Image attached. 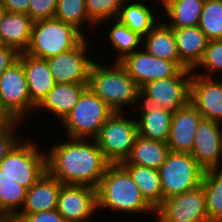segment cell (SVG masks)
Segmentation results:
<instances>
[{
  "instance_id": "42",
  "label": "cell",
  "mask_w": 222,
  "mask_h": 222,
  "mask_svg": "<svg viewBox=\"0 0 222 222\" xmlns=\"http://www.w3.org/2000/svg\"><path fill=\"white\" fill-rule=\"evenodd\" d=\"M6 12L3 4L1 3V0H0V21L2 20V17L4 15V13Z\"/></svg>"
},
{
  "instance_id": "38",
  "label": "cell",
  "mask_w": 222,
  "mask_h": 222,
  "mask_svg": "<svg viewBox=\"0 0 222 222\" xmlns=\"http://www.w3.org/2000/svg\"><path fill=\"white\" fill-rule=\"evenodd\" d=\"M12 222H67L57 210L17 215Z\"/></svg>"
},
{
  "instance_id": "29",
  "label": "cell",
  "mask_w": 222,
  "mask_h": 222,
  "mask_svg": "<svg viewBox=\"0 0 222 222\" xmlns=\"http://www.w3.org/2000/svg\"><path fill=\"white\" fill-rule=\"evenodd\" d=\"M121 165L129 172L143 198L156 210L163 202L159 171L134 164Z\"/></svg>"
},
{
  "instance_id": "3",
  "label": "cell",
  "mask_w": 222,
  "mask_h": 222,
  "mask_svg": "<svg viewBox=\"0 0 222 222\" xmlns=\"http://www.w3.org/2000/svg\"><path fill=\"white\" fill-rule=\"evenodd\" d=\"M103 61L97 60L93 63L88 87L113 112H127L129 109H131L128 111L129 113L134 112L140 103L141 88L119 62L106 64L104 59Z\"/></svg>"
},
{
  "instance_id": "9",
  "label": "cell",
  "mask_w": 222,
  "mask_h": 222,
  "mask_svg": "<svg viewBox=\"0 0 222 222\" xmlns=\"http://www.w3.org/2000/svg\"><path fill=\"white\" fill-rule=\"evenodd\" d=\"M0 105L13 120L24 124H27V120L30 122L36 112V106L29 96L23 64L19 59L0 75Z\"/></svg>"
},
{
  "instance_id": "8",
  "label": "cell",
  "mask_w": 222,
  "mask_h": 222,
  "mask_svg": "<svg viewBox=\"0 0 222 222\" xmlns=\"http://www.w3.org/2000/svg\"><path fill=\"white\" fill-rule=\"evenodd\" d=\"M163 200L195 189L202 183L205 170L190 153L169 151L158 169Z\"/></svg>"
},
{
  "instance_id": "41",
  "label": "cell",
  "mask_w": 222,
  "mask_h": 222,
  "mask_svg": "<svg viewBox=\"0 0 222 222\" xmlns=\"http://www.w3.org/2000/svg\"><path fill=\"white\" fill-rule=\"evenodd\" d=\"M12 121L13 119L7 114V112L0 105V127L8 125Z\"/></svg>"
},
{
  "instance_id": "37",
  "label": "cell",
  "mask_w": 222,
  "mask_h": 222,
  "mask_svg": "<svg viewBox=\"0 0 222 222\" xmlns=\"http://www.w3.org/2000/svg\"><path fill=\"white\" fill-rule=\"evenodd\" d=\"M58 0H30L28 16L33 22L54 18Z\"/></svg>"
},
{
  "instance_id": "26",
  "label": "cell",
  "mask_w": 222,
  "mask_h": 222,
  "mask_svg": "<svg viewBox=\"0 0 222 222\" xmlns=\"http://www.w3.org/2000/svg\"><path fill=\"white\" fill-rule=\"evenodd\" d=\"M142 47L151 55L160 59L173 61L181 69H188L179 58L176 39L172 28L163 20L143 37Z\"/></svg>"
},
{
  "instance_id": "33",
  "label": "cell",
  "mask_w": 222,
  "mask_h": 222,
  "mask_svg": "<svg viewBox=\"0 0 222 222\" xmlns=\"http://www.w3.org/2000/svg\"><path fill=\"white\" fill-rule=\"evenodd\" d=\"M198 26L209 41L222 40V0H205Z\"/></svg>"
},
{
  "instance_id": "16",
  "label": "cell",
  "mask_w": 222,
  "mask_h": 222,
  "mask_svg": "<svg viewBox=\"0 0 222 222\" xmlns=\"http://www.w3.org/2000/svg\"><path fill=\"white\" fill-rule=\"evenodd\" d=\"M206 77L193 72L190 82V103L203 118L222 124V75Z\"/></svg>"
},
{
  "instance_id": "39",
  "label": "cell",
  "mask_w": 222,
  "mask_h": 222,
  "mask_svg": "<svg viewBox=\"0 0 222 222\" xmlns=\"http://www.w3.org/2000/svg\"><path fill=\"white\" fill-rule=\"evenodd\" d=\"M19 53L7 45L0 44V75L18 59Z\"/></svg>"
},
{
  "instance_id": "19",
  "label": "cell",
  "mask_w": 222,
  "mask_h": 222,
  "mask_svg": "<svg viewBox=\"0 0 222 222\" xmlns=\"http://www.w3.org/2000/svg\"><path fill=\"white\" fill-rule=\"evenodd\" d=\"M18 59L23 64L31 102L37 107L56 82L46 59L33 57L25 52L19 53Z\"/></svg>"
},
{
  "instance_id": "5",
  "label": "cell",
  "mask_w": 222,
  "mask_h": 222,
  "mask_svg": "<svg viewBox=\"0 0 222 222\" xmlns=\"http://www.w3.org/2000/svg\"><path fill=\"white\" fill-rule=\"evenodd\" d=\"M86 36L75 26L51 18L33 22L31 41L25 53L48 59L75 48Z\"/></svg>"
},
{
  "instance_id": "15",
  "label": "cell",
  "mask_w": 222,
  "mask_h": 222,
  "mask_svg": "<svg viewBox=\"0 0 222 222\" xmlns=\"http://www.w3.org/2000/svg\"><path fill=\"white\" fill-rule=\"evenodd\" d=\"M190 154L204 170L222 167V124L203 118Z\"/></svg>"
},
{
  "instance_id": "22",
  "label": "cell",
  "mask_w": 222,
  "mask_h": 222,
  "mask_svg": "<svg viewBox=\"0 0 222 222\" xmlns=\"http://www.w3.org/2000/svg\"><path fill=\"white\" fill-rule=\"evenodd\" d=\"M204 2L205 0H157L152 4L154 7L161 5L157 10L162 11L160 16L167 26L186 28L198 26Z\"/></svg>"
},
{
  "instance_id": "21",
  "label": "cell",
  "mask_w": 222,
  "mask_h": 222,
  "mask_svg": "<svg viewBox=\"0 0 222 222\" xmlns=\"http://www.w3.org/2000/svg\"><path fill=\"white\" fill-rule=\"evenodd\" d=\"M135 113L140 136L163 142L168 141L173 112L155 105L138 104Z\"/></svg>"
},
{
  "instance_id": "17",
  "label": "cell",
  "mask_w": 222,
  "mask_h": 222,
  "mask_svg": "<svg viewBox=\"0 0 222 222\" xmlns=\"http://www.w3.org/2000/svg\"><path fill=\"white\" fill-rule=\"evenodd\" d=\"M201 113L189 102L173 112L167 145L170 151L191 153L195 131L202 121Z\"/></svg>"
},
{
  "instance_id": "14",
  "label": "cell",
  "mask_w": 222,
  "mask_h": 222,
  "mask_svg": "<svg viewBox=\"0 0 222 222\" xmlns=\"http://www.w3.org/2000/svg\"><path fill=\"white\" fill-rule=\"evenodd\" d=\"M119 63L140 88L149 82L176 76L182 70L175 62L155 57L143 47L128 54Z\"/></svg>"
},
{
  "instance_id": "6",
  "label": "cell",
  "mask_w": 222,
  "mask_h": 222,
  "mask_svg": "<svg viewBox=\"0 0 222 222\" xmlns=\"http://www.w3.org/2000/svg\"><path fill=\"white\" fill-rule=\"evenodd\" d=\"M113 113L109 106L88 87L71 112L59 124L66 132L65 138L94 139Z\"/></svg>"
},
{
  "instance_id": "10",
  "label": "cell",
  "mask_w": 222,
  "mask_h": 222,
  "mask_svg": "<svg viewBox=\"0 0 222 222\" xmlns=\"http://www.w3.org/2000/svg\"><path fill=\"white\" fill-rule=\"evenodd\" d=\"M193 70L182 69L176 76L149 82L140 89V103L176 112L190 102Z\"/></svg>"
},
{
  "instance_id": "34",
  "label": "cell",
  "mask_w": 222,
  "mask_h": 222,
  "mask_svg": "<svg viewBox=\"0 0 222 222\" xmlns=\"http://www.w3.org/2000/svg\"><path fill=\"white\" fill-rule=\"evenodd\" d=\"M193 72L206 77H216L218 72L221 74L222 40L208 41L204 56Z\"/></svg>"
},
{
  "instance_id": "28",
  "label": "cell",
  "mask_w": 222,
  "mask_h": 222,
  "mask_svg": "<svg viewBox=\"0 0 222 222\" xmlns=\"http://www.w3.org/2000/svg\"><path fill=\"white\" fill-rule=\"evenodd\" d=\"M108 22V24H107ZM107 25V41L115 52L116 58L113 62H120L125 56L142 48L143 37L126 25L122 24L118 19L106 20L101 22L97 28ZM103 25V26H102ZM109 25V26H108ZM108 28L110 30H108Z\"/></svg>"
},
{
  "instance_id": "30",
  "label": "cell",
  "mask_w": 222,
  "mask_h": 222,
  "mask_svg": "<svg viewBox=\"0 0 222 222\" xmlns=\"http://www.w3.org/2000/svg\"><path fill=\"white\" fill-rule=\"evenodd\" d=\"M54 17L60 21H63L64 23L75 26L86 37L93 40L95 39L92 37V34L94 32L95 34L97 33V25L89 18L87 14L85 0H58ZM84 30L88 33L85 34Z\"/></svg>"
},
{
  "instance_id": "32",
  "label": "cell",
  "mask_w": 222,
  "mask_h": 222,
  "mask_svg": "<svg viewBox=\"0 0 222 222\" xmlns=\"http://www.w3.org/2000/svg\"><path fill=\"white\" fill-rule=\"evenodd\" d=\"M210 222H222V167L205 170L202 179Z\"/></svg>"
},
{
  "instance_id": "18",
  "label": "cell",
  "mask_w": 222,
  "mask_h": 222,
  "mask_svg": "<svg viewBox=\"0 0 222 222\" xmlns=\"http://www.w3.org/2000/svg\"><path fill=\"white\" fill-rule=\"evenodd\" d=\"M87 88L88 84L56 83L47 96L36 107L34 115L38 114L36 117H39L40 112H46L44 115L47 117L48 115H53L52 119L56 118L59 124L65 116L71 112L81 94Z\"/></svg>"
},
{
  "instance_id": "12",
  "label": "cell",
  "mask_w": 222,
  "mask_h": 222,
  "mask_svg": "<svg viewBox=\"0 0 222 222\" xmlns=\"http://www.w3.org/2000/svg\"><path fill=\"white\" fill-rule=\"evenodd\" d=\"M201 185L163 200L155 211L156 222H210Z\"/></svg>"
},
{
  "instance_id": "23",
  "label": "cell",
  "mask_w": 222,
  "mask_h": 222,
  "mask_svg": "<svg viewBox=\"0 0 222 222\" xmlns=\"http://www.w3.org/2000/svg\"><path fill=\"white\" fill-rule=\"evenodd\" d=\"M32 19L23 13L5 12L0 21V44L26 52L31 41Z\"/></svg>"
},
{
  "instance_id": "11",
  "label": "cell",
  "mask_w": 222,
  "mask_h": 222,
  "mask_svg": "<svg viewBox=\"0 0 222 222\" xmlns=\"http://www.w3.org/2000/svg\"><path fill=\"white\" fill-rule=\"evenodd\" d=\"M89 45L91 41L85 37L75 48L46 59L56 83L88 84L91 67L97 60L92 58L96 51Z\"/></svg>"
},
{
  "instance_id": "27",
  "label": "cell",
  "mask_w": 222,
  "mask_h": 222,
  "mask_svg": "<svg viewBox=\"0 0 222 222\" xmlns=\"http://www.w3.org/2000/svg\"><path fill=\"white\" fill-rule=\"evenodd\" d=\"M167 142L137 136L130 155L120 164H134L159 169L169 153Z\"/></svg>"
},
{
  "instance_id": "20",
  "label": "cell",
  "mask_w": 222,
  "mask_h": 222,
  "mask_svg": "<svg viewBox=\"0 0 222 222\" xmlns=\"http://www.w3.org/2000/svg\"><path fill=\"white\" fill-rule=\"evenodd\" d=\"M63 184L47 171L27 189L25 202L18 215L57 209L59 191Z\"/></svg>"
},
{
  "instance_id": "1",
  "label": "cell",
  "mask_w": 222,
  "mask_h": 222,
  "mask_svg": "<svg viewBox=\"0 0 222 222\" xmlns=\"http://www.w3.org/2000/svg\"><path fill=\"white\" fill-rule=\"evenodd\" d=\"M61 141H53L45 149L47 172L62 184L97 188L110 163L96 141L70 138Z\"/></svg>"
},
{
  "instance_id": "36",
  "label": "cell",
  "mask_w": 222,
  "mask_h": 222,
  "mask_svg": "<svg viewBox=\"0 0 222 222\" xmlns=\"http://www.w3.org/2000/svg\"><path fill=\"white\" fill-rule=\"evenodd\" d=\"M24 122L19 120H13L6 126L0 127V161L8 154L13 146L23 137L18 136V132L21 131V126ZM21 125V126H20ZM18 131V132H16Z\"/></svg>"
},
{
  "instance_id": "35",
  "label": "cell",
  "mask_w": 222,
  "mask_h": 222,
  "mask_svg": "<svg viewBox=\"0 0 222 222\" xmlns=\"http://www.w3.org/2000/svg\"><path fill=\"white\" fill-rule=\"evenodd\" d=\"M125 0H85L89 18L98 26L106 20L117 19Z\"/></svg>"
},
{
  "instance_id": "7",
  "label": "cell",
  "mask_w": 222,
  "mask_h": 222,
  "mask_svg": "<svg viewBox=\"0 0 222 222\" xmlns=\"http://www.w3.org/2000/svg\"><path fill=\"white\" fill-rule=\"evenodd\" d=\"M129 112H114L102 125L94 138L110 164H120L130 155L137 136L136 115Z\"/></svg>"
},
{
  "instance_id": "31",
  "label": "cell",
  "mask_w": 222,
  "mask_h": 222,
  "mask_svg": "<svg viewBox=\"0 0 222 222\" xmlns=\"http://www.w3.org/2000/svg\"><path fill=\"white\" fill-rule=\"evenodd\" d=\"M27 188L8 177H0V220L12 221L22 210Z\"/></svg>"
},
{
  "instance_id": "40",
  "label": "cell",
  "mask_w": 222,
  "mask_h": 222,
  "mask_svg": "<svg viewBox=\"0 0 222 222\" xmlns=\"http://www.w3.org/2000/svg\"><path fill=\"white\" fill-rule=\"evenodd\" d=\"M7 12L28 14L30 0H1Z\"/></svg>"
},
{
  "instance_id": "13",
  "label": "cell",
  "mask_w": 222,
  "mask_h": 222,
  "mask_svg": "<svg viewBox=\"0 0 222 222\" xmlns=\"http://www.w3.org/2000/svg\"><path fill=\"white\" fill-rule=\"evenodd\" d=\"M56 210L67 222H92V219L99 216L97 188L89 185L63 184L59 191Z\"/></svg>"
},
{
  "instance_id": "24",
  "label": "cell",
  "mask_w": 222,
  "mask_h": 222,
  "mask_svg": "<svg viewBox=\"0 0 222 222\" xmlns=\"http://www.w3.org/2000/svg\"><path fill=\"white\" fill-rule=\"evenodd\" d=\"M146 1L147 0H125L117 17L122 24L142 37L162 20L159 16L161 15V11H157L156 8L153 9V5L148 3L149 0ZM157 12H159V15Z\"/></svg>"
},
{
  "instance_id": "2",
  "label": "cell",
  "mask_w": 222,
  "mask_h": 222,
  "mask_svg": "<svg viewBox=\"0 0 222 222\" xmlns=\"http://www.w3.org/2000/svg\"><path fill=\"white\" fill-rule=\"evenodd\" d=\"M108 210L133 216L147 214L155 219V209L143 198L129 172L121 164H109L97 187V211ZM116 212V213H115ZM131 214V215H130ZM153 215V216H152Z\"/></svg>"
},
{
  "instance_id": "25",
  "label": "cell",
  "mask_w": 222,
  "mask_h": 222,
  "mask_svg": "<svg viewBox=\"0 0 222 222\" xmlns=\"http://www.w3.org/2000/svg\"><path fill=\"white\" fill-rule=\"evenodd\" d=\"M180 61L190 70H194L202 60L208 39L199 26L172 28Z\"/></svg>"
},
{
  "instance_id": "4",
  "label": "cell",
  "mask_w": 222,
  "mask_h": 222,
  "mask_svg": "<svg viewBox=\"0 0 222 222\" xmlns=\"http://www.w3.org/2000/svg\"><path fill=\"white\" fill-rule=\"evenodd\" d=\"M25 138L23 136L0 161V177L11 178L29 189L47 171L46 154L33 138Z\"/></svg>"
}]
</instances>
